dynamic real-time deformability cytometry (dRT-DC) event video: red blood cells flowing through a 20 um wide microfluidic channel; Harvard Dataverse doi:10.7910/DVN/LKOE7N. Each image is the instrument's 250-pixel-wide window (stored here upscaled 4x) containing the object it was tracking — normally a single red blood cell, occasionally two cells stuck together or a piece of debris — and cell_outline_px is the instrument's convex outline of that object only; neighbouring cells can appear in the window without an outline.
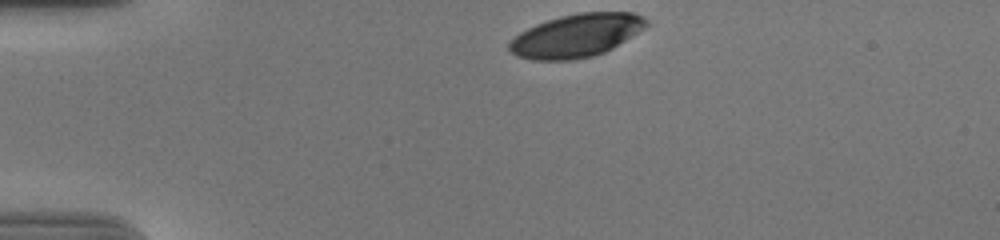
{"species": "human", "species_latin": "Homo sapiens", "temperature_condition": "cold", "stored_images_in_passage": 36, "camera_frame_rate_fps": 3000, "um_per_image_px": 0.085, "donor": {"sex": "male"}, "frame": {"image": 1, "passage_image": 1, "time_ms": 0.0, "image_size_px": [1000, 240], "cell_outline_px": [[648, 24], [644, 28], [632, 36], [612, 48], [604, 52], [592, 56], [572, 60], [532, 60], [516, 56], [508, 48], [508, 44], [520, 32], [536, 24], [560, 16], [580, 12], [632, 12], [644, 16], [648, 20]], "centroid_in_image_um": [49.0, 3.02], "position_along_channel_um": 36.0, "area_um2": 34.33}}
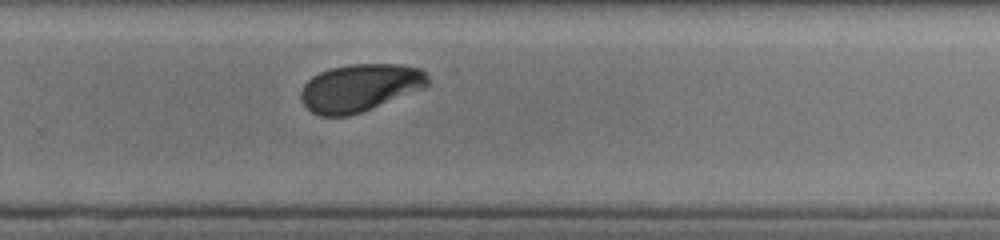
{"frame": {"image": 2, "passage_image": 27, "time_ms": 8.667, "image_size_px": [1000, 240], "cell_outline_px": [[428, 84], [424, 88], [360, 112], [348, 116], [320, 116], [312, 112], [300, 100], [300, 92], [304, 84], [312, 76], [328, 68], [352, 64], [400, 64], [420, 68], [428, 76]], "centroid_in_image_um": [30.56, 7.44], "position_along_channel_um": 299.2, "area_um2": 35.03}}
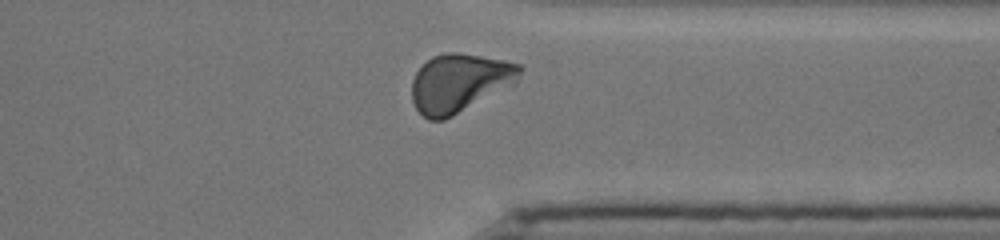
{"frame": {"image": 3, "passage_image": 33, "time_ms": 10.667, "image_size_px": [1000, 240], "cell_outline_px": [[520, 72], [516, 84], [444, 120], [428, 120], [416, 108], [412, 100], [412, 80], [416, 72], [432, 56], [444, 52], [456, 52], [504, 60], [520, 64]], "centroid_in_image_um": [39.05, 7.05], "position_along_channel_um": 372.3, "area_um2": 36.7}, "authors_computed_cell_mechanics": {"area_um2": 36.4429, "velocity_mm_per_s": 3.6614, "shape_relaxation_time_tau1_ms": 3.0135, "shape_relaxation_time_tau2_ms": 1.1925, "deformation_change_tau1": 0.1573, "deformation_change_tau2": 0.044}}